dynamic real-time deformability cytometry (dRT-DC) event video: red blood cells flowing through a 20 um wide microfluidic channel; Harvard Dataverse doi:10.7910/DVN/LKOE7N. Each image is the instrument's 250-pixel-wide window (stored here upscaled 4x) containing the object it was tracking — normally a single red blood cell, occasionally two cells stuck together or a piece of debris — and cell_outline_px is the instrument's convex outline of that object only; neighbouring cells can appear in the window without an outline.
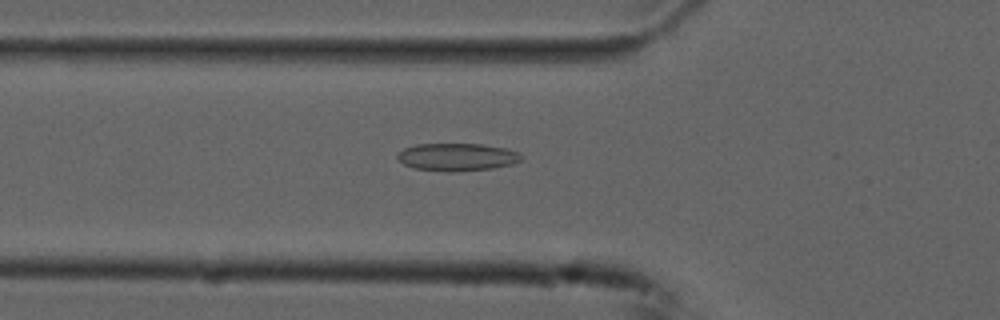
{"species": "common noctule bat (a hibernating species)", "species_latin": "Nyctalus noctula", "temperature_condition": "cold", "stored_images_in_passage": 38, "camera_frame_rate_fps": 3000, "um_per_image_px": 0.085, "animal": {"sex": "male", "forearm_length_mm": 52.5}, "frame": {"image": 1, "passage_image": 3, "time_ms": 0.667, "image_size_px": [1000, 320], "cell_outline_px": [[520, 160], [512, 164], [492, 168], [456, 172], [448, 172], [412, 168], [404, 164], [396, 156], [396, 152], [404, 148], [416, 144], [484, 144], [504, 148], [520, 152]], "centroid_in_image_um": [38.81, 13.35], "position_along_channel_um": 87.0, "area_um2": 20.06}}
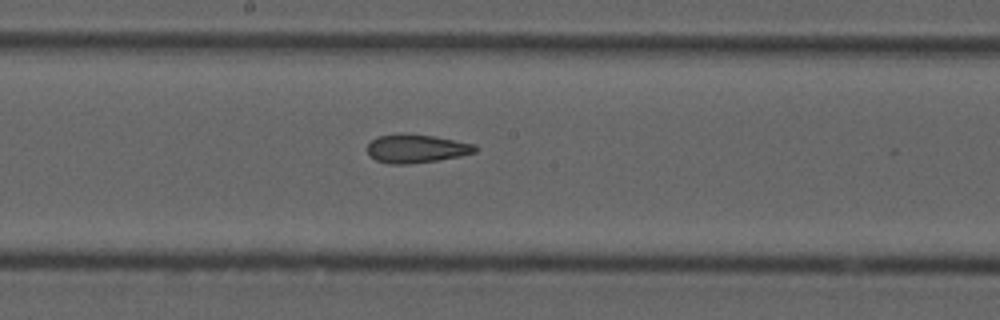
{"frame": {"image": 2, "passage_image": 13, "time_ms": 4.0, "image_size_px": [1000, 320], "cell_outline_px": [[480, 148], [476, 152], [460, 156], [436, 160], [408, 164], [388, 164], [376, 160], [368, 152], [368, 144], [376, 136], [400, 132], [408, 132], [432, 136], [476, 144]], "centroid_in_image_um": [35.39, 12.6], "position_along_channel_um": 212.8, "area_um2": 18.15}}
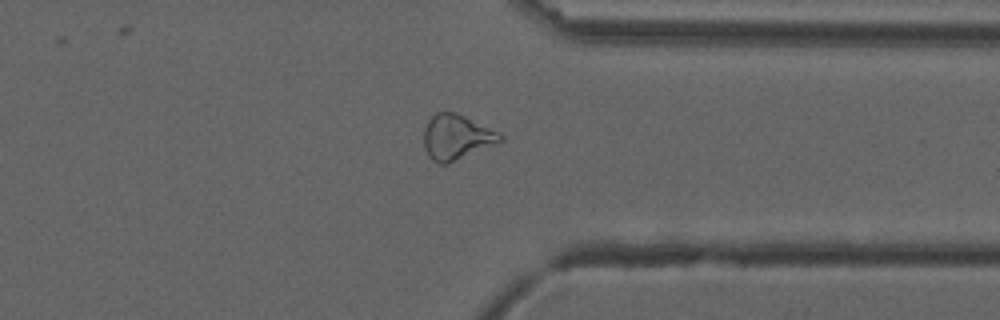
{"frame": {"image": 3, "passage_image": 26, "time_ms": 8.333, "image_size_px": [1000, 320], "cell_outline_px": [[504, 140], [448, 164], [440, 164], [432, 160], [428, 156], [424, 148], [424, 128], [428, 120], [436, 112], [456, 112], [500, 132], [504, 136]], "centroid_in_image_um": [38.8, 11.65], "position_along_channel_um": 372.6, "area_um2": 20.17}, "authors_computed_cell_mechanics": {"area_um2": 18.5827, "velocity_mm_per_s": 3.7592, "shape_relaxation_time_tau1_ms": null, "shape_relaxation_time_tau2_ms": 3.3701, "deformation_change_tau1": null, "deformation_change_tau2": 0.1237}}